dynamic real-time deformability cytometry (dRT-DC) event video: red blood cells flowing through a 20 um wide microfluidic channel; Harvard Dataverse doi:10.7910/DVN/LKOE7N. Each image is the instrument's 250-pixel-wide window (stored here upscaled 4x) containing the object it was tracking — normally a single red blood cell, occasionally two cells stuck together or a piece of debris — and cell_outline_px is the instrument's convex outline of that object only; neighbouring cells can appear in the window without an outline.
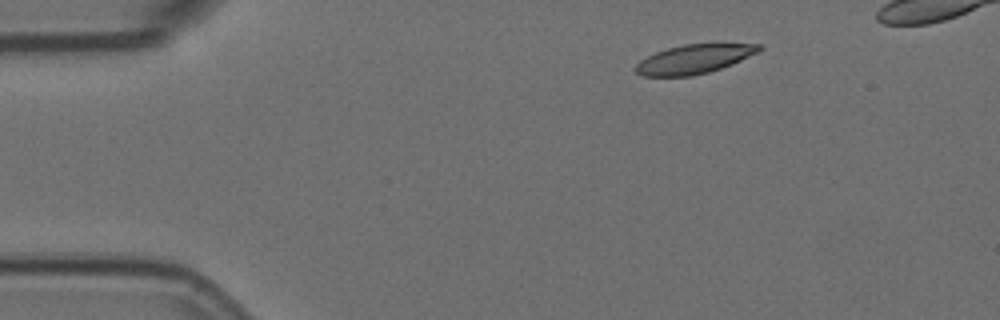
{"species": "Egyptian fruit bat (a non-hibernating species)", "species_latin": "Rousettus aegyptiacus", "temperature_condition": "room temperature", "stored_images_in_passage": 4, "camera_frame_rate_fps": 3000, "um_per_image_px": 0.085, "animal": {"sex": "female"}, "frame": {"image": 1, "passage_image": 1, "time_ms": 0.0, "image_size_px": [1000, 320], "cell_outline_px": [[764, 48], [732, 64], [708, 72], [692, 76], [640, 76], [636, 72], [636, 64], [640, 60], [656, 52], [668, 48], [684, 44], [764, 44]], "centroid_in_image_um": [58.98, 5.02], "position_along_channel_um": 26.0, "area_um2": 20.63}}